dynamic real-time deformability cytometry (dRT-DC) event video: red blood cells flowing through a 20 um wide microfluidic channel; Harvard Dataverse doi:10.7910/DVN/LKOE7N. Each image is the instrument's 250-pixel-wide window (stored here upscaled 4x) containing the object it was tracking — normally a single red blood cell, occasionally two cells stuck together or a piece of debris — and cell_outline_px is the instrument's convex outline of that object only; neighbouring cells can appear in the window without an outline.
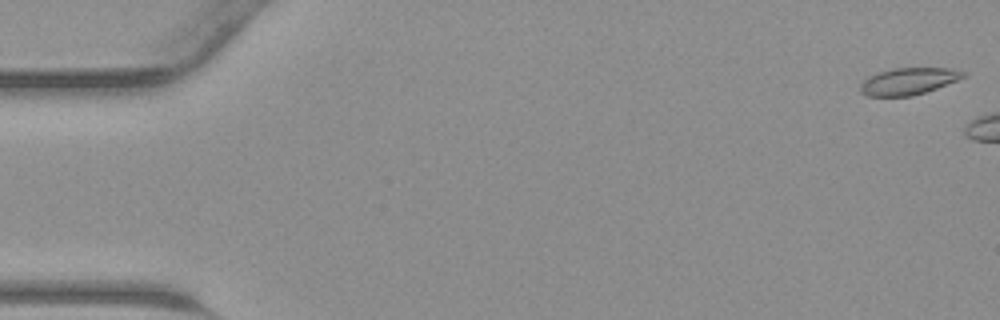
{"species": "common noctule bat (a hibernating species)", "species_latin": "Nyctalus noctula", "temperature_condition": "warm", "stored_images_in_passage": 5, "camera_frame_rate_fps": 3000, "um_per_image_px": 0.085, "animal": {"sex": "male", "body_mass_g": 23.1, "forearm_length_mm": 52.7}, "frame": {"image": 1, "passage_image": 1, "time_ms": 0.0, "image_size_px": [1000, 320], "cell_outline_px": [[968, 72], [964, 76], [956, 80], [936, 88], [912, 96], [868, 96], [860, 92], [860, 84], [868, 76], [880, 72], [896, 68], [952, 68]], "centroid_in_image_um": [77.21, 6.9], "position_along_channel_um": 7.8, "area_um2": 15.95}}